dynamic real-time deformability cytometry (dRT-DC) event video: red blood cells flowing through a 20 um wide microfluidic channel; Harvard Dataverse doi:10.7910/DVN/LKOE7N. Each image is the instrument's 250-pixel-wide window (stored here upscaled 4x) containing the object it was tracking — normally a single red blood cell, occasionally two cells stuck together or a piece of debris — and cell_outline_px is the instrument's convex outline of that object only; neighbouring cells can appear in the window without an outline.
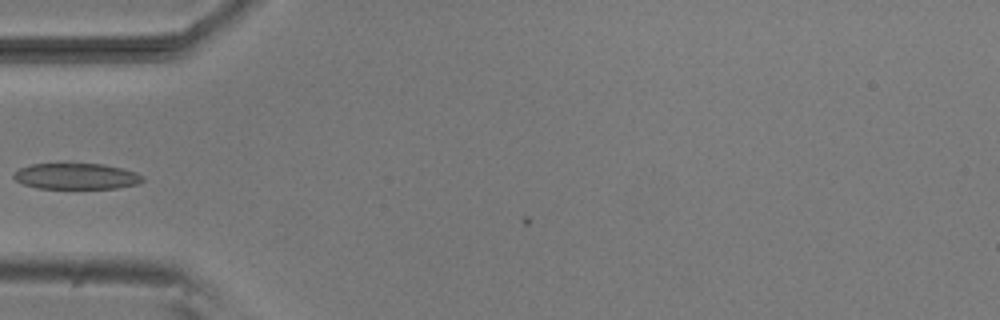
{"species": "common noctule bat (a hibernating species)", "species_latin": "Nyctalus noctula", "temperature_condition": "room temperature", "stored_images_in_passage": 2, "camera_frame_rate_fps": 3000, "um_per_image_px": 0.085, "animal": {"sex": "male", "body_mass_g": 20.5, "forearm_length_mm": 52.5}, "frame": {"image": 1, "passage_image": 1, "time_ms": 0.0, "image_size_px": [1000, 320], "cell_outline_px": [[144, 180], [140, 184], [116, 188], [40, 188], [24, 184], [16, 180], [12, 176], [20, 168], [32, 164], [104, 164], [136, 172], [144, 176]], "centroid_in_image_um": [6.54, 14.98], "position_along_channel_um": 78.5, "area_um2": 19.36}}